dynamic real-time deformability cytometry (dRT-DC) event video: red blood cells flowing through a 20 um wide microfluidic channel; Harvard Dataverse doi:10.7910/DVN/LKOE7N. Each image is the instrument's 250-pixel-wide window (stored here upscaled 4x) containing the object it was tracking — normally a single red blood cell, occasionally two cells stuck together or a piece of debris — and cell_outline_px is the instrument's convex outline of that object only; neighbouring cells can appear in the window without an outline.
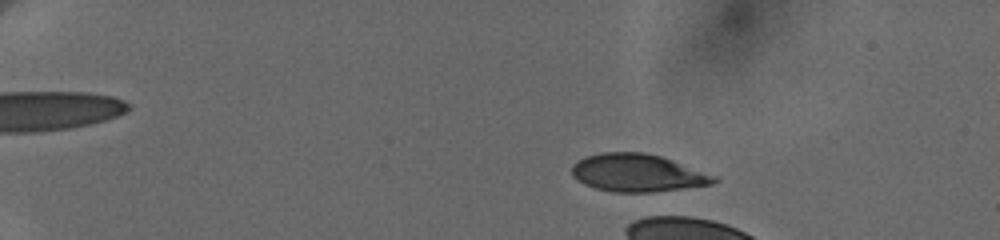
{"species": "human", "species_latin": "Homo sapiens", "temperature_condition": "cold", "stored_images_in_passage": 4, "camera_frame_rate_fps": 3000, "um_per_image_px": 0.085, "donor": {"sex": "female"}, "frame": {"image": 1, "passage_image": 3, "time_ms": 1.667, "image_size_px": [1000, 240], "cell_outline_px": [[720, 180], [712, 184], [684, 188], [652, 192], [612, 192], [596, 188], [584, 184], [572, 176], [572, 164], [584, 156], [604, 152], [644, 152], [660, 156], [720, 176]], "centroid_in_image_um": [54.22, 14.69], "position_along_channel_um": 30.8, "area_um2": 31.44}}